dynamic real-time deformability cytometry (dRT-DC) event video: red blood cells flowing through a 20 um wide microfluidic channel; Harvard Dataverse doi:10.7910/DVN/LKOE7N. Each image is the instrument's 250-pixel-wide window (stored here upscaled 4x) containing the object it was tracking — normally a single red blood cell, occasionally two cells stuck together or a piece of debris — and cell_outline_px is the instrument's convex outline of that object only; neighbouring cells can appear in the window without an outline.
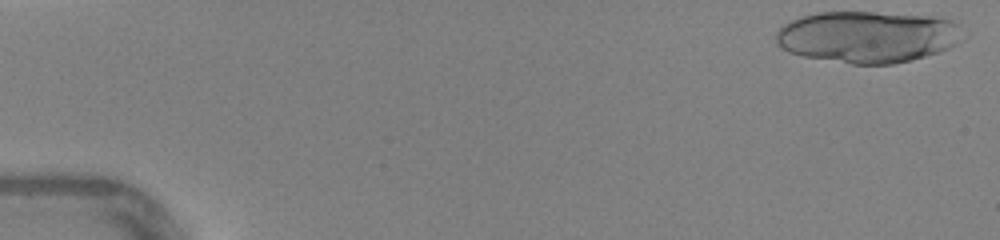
{"species": "human", "species_latin": "Homo sapiens", "temperature_condition": "warm", "stored_images_in_passage": 16, "camera_frame_rate_fps": 3000, "um_per_image_px": 0.085, "donor": {"sex": "female"}, "frame": {"image": 1, "passage_image": 1, "time_ms": 0.0, "image_size_px": [1000, 240], "cell_outline_px": [[968, 36], [956, 44], [940, 52], [892, 64], [852, 64], [804, 56], [788, 52], [780, 48], [776, 44], [776, 32], [784, 24], [800, 16], [816, 12], [872, 12], [932, 16], [952, 20], [960, 24], [968, 32]], "centroid_in_image_um": [73.8, 3.12], "position_along_channel_um": 11.2, "area_um2": 56.93}}